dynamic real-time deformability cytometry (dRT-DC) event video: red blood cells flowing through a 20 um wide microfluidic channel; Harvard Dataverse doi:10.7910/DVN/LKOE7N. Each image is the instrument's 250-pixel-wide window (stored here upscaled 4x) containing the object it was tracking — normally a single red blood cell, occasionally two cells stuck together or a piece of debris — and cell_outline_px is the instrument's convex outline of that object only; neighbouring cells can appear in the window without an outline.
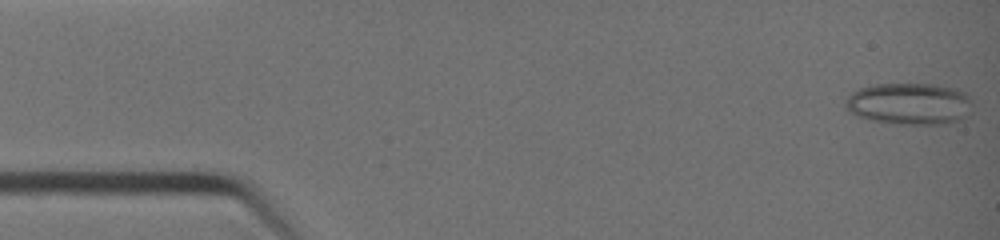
{"species": "common noctule bat (a hibernating species)", "species_latin": "Nyctalus noctula", "temperature_condition": "warm", "stored_images_in_passage": 41, "segment_of_instrument_passage": [1, 2], "camera_frame_rate_fps": 3000, "um_per_image_px": 0.085, "animal": {"sex": "female", "body_mass_g": 19.0, "forearm_length_mm": 51.5}, "frame": {"image": 1, "passage_image": 1, "time_ms": 0.0, "image_size_px": [1000, 240], "cell_outline_px": [[972, 112], [964, 120], [944, 124], [896, 124], [872, 120], [860, 116], [852, 112], [844, 104], [844, 100], [852, 92], [860, 88], [876, 84], [936, 84], [956, 88], [964, 92], [972, 100]], "centroid_in_image_um": [77.38, 8.82], "position_along_channel_um": 7.6, "area_um2": 31.27}}
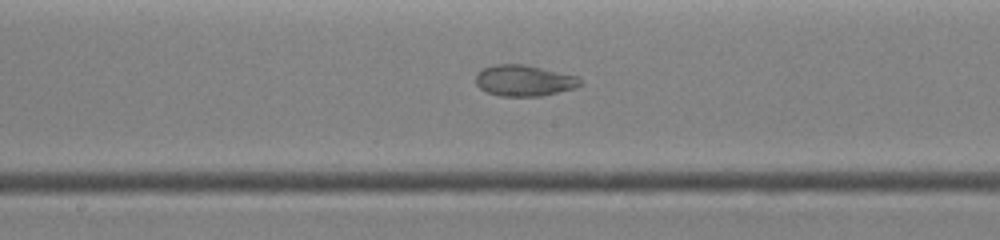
{"frame": {"image": 2, "passage_image": 21, "time_ms": 6.667, "image_size_px": [1000, 240], "cell_outline_px": [[584, 84], [576, 88], [540, 96], [500, 96], [488, 92], [480, 88], [476, 84], [476, 72], [492, 64], [524, 64], [580, 76]], "centroid_in_image_um": [44.59, 6.84], "position_along_channel_um": 203.6, "area_um2": 19.19}}
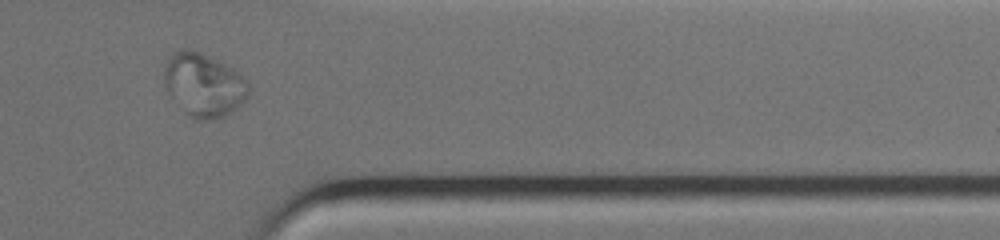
{"frame": {"image": 3, "passage_image": 33, "time_ms": 10.667, "image_size_px": [1000, 240], "cell_outline_px": [[252, 88], [248, 96], [232, 112], [224, 116], [208, 120], [196, 120], [172, 96], [164, 84], [164, 68], [168, 56], [172, 52], [180, 48], [188, 48], [200, 52], [232, 68], [248, 80]], "centroid_in_image_um": [17.35, 7.18], "position_along_channel_um": 394.1, "area_um2": 31.04}}